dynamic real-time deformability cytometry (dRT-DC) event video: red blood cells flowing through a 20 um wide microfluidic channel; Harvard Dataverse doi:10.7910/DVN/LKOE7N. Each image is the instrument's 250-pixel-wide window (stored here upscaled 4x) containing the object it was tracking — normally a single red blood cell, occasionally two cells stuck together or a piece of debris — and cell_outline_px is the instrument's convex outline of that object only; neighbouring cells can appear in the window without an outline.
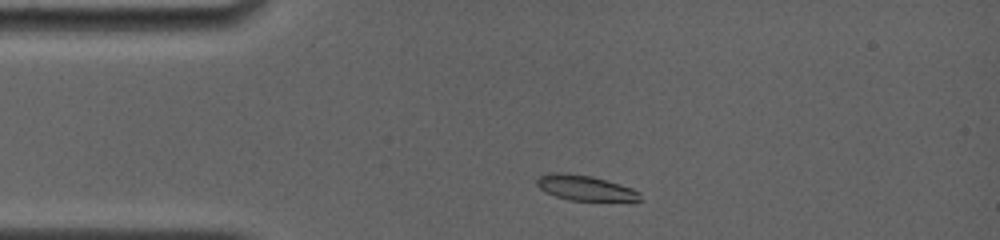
{"species": "common noctule bat (a hibernating species)", "species_latin": "Nyctalus noctula", "temperature_condition": "room temperature", "stored_images_in_passage": 53, "camera_frame_rate_fps": 4000, "um_per_image_px": 0.085, "animal": {"sex": "female", "body_mass_g": 19.0, "forearm_length_mm": 56.7}, "frame": {"image": 1, "passage_image": 3, "time_ms": 0.5, "image_size_px": [1000, 240], "cell_outline_px": [[640, 200], [568, 200], [556, 196], [540, 188], [536, 184], [536, 180], [540, 176], [552, 172], [564, 172], [592, 176], [632, 188], [640, 192]], "centroid_in_image_um": [49.7, 15.95], "position_along_channel_um": 35.3, "area_um2": 14.85}}
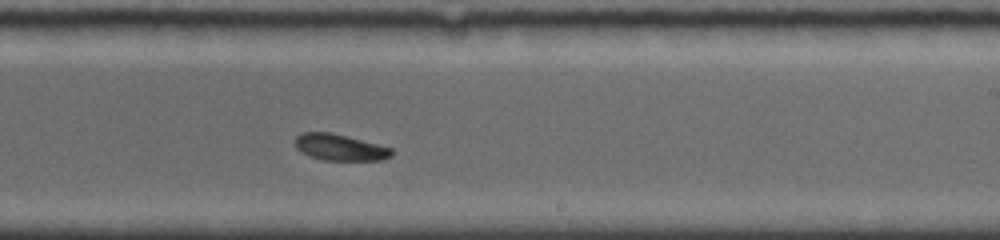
{"frame": {"image": 2, "passage_image": 32, "time_ms": 7.25, "image_size_px": [1000, 240], "cell_outline_px": [[392, 156], [384, 160], [324, 160], [308, 156], [296, 148], [296, 136], [304, 132], [332, 132], [392, 148]], "centroid_in_image_um": [28.89, 12.53], "position_along_channel_um": 260.1, "area_um2": 14.8}}
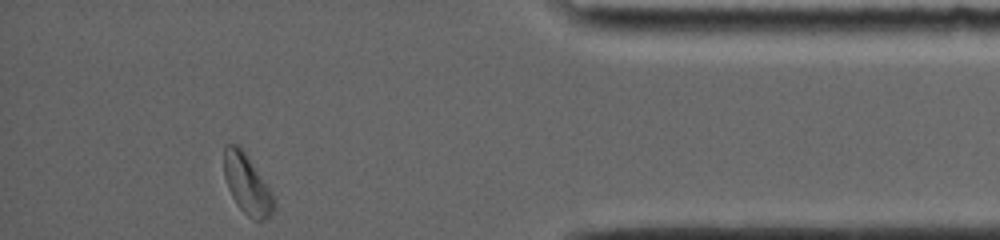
{"frame": {"image": 3, "passage_image": 53, "time_ms": 12.0, "image_size_px": [1000, 240], "cell_outline_px": [[276, 204], [272, 212], [264, 220], [256, 220], [248, 216], [236, 204], [228, 188], [224, 176], [224, 144], [236, 144], [248, 156], [276, 200]], "centroid_in_image_um": [20.99, 15.66], "position_along_channel_um": 414.2, "area_um2": 17.11}, "authors_computed_cell_mechanics": {"area_um2": 15.4904, "velocity_mm_per_s": 3.775, "shape_relaxation_time_tau1_ms": 3.4991, "shape_relaxation_time_tau2_ms": null, "deformation_change_tau1": 0.0799, "deformation_change_tau2": null}}